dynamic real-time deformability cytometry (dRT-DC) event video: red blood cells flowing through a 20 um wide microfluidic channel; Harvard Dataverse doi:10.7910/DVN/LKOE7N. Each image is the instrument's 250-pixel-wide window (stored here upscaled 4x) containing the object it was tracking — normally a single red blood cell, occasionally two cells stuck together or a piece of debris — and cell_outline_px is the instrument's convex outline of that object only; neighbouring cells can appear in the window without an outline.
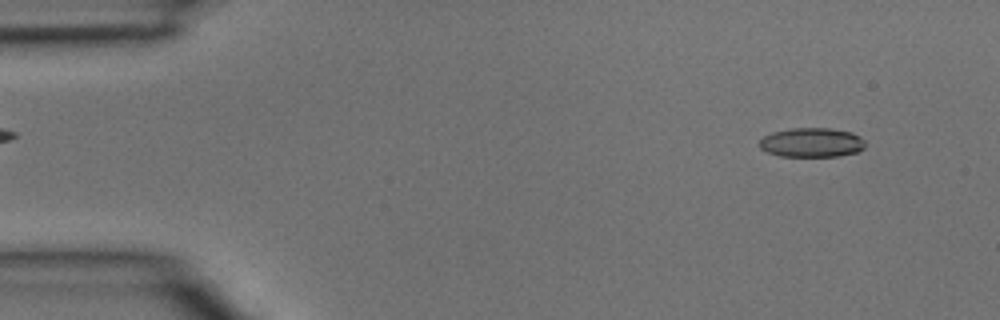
{"species": "common noctule bat (a hibernating species)", "species_latin": "Nyctalus noctula", "temperature_condition": "room temperature", "stored_images_in_passage": 4, "segment_of_instrument_passage": [2, 2], "camera_frame_rate_fps": 3000, "um_per_image_px": 0.085, "animal": {"sex": "male", "body_mass_g": 15.6}, "frame": {"image": 1, "passage_image": 4, "time_ms": 1.0, "image_size_px": [1000, 320], "cell_outline_px": [[864, 148], [856, 152], [840, 156], [780, 156], [768, 152], [760, 148], [760, 140], [764, 136], [772, 132], [792, 128], [832, 128], [852, 132], [860, 136], [864, 140]], "centroid_in_image_um": [69.01, 12.1], "position_along_channel_um": 16.0, "area_um2": 18.09}}